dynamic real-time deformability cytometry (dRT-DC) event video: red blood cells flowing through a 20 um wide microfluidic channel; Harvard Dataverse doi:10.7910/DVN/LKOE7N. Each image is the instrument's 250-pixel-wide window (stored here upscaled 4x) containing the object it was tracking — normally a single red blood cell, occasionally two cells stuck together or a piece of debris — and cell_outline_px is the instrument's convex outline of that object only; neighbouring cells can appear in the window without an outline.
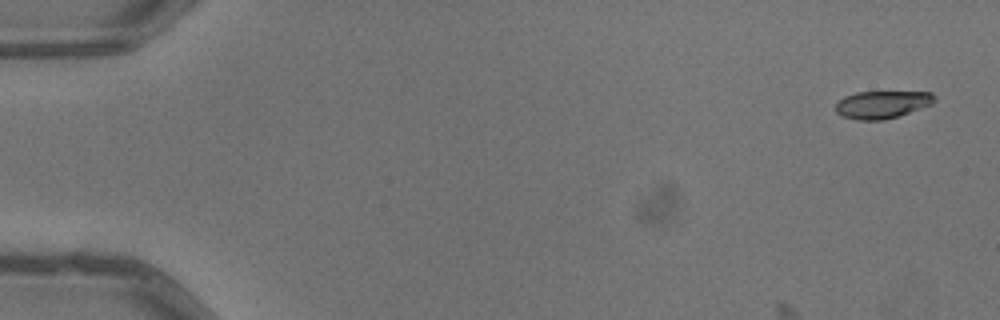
{"species": "common noctule bat (a hibernating species)", "species_latin": "Nyctalus noctula", "temperature_condition": "warm", "stored_images_in_passage": 8, "camera_frame_rate_fps": 3000, "um_per_image_px": 0.085, "animal": {"sex": "male", "body_mass_g": 13.3}, "frame": {"image": 1, "passage_image": 1, "time_ms": 0.0, "image_size_px": [1000, 320], "cell_outline_px": [[936, 100], [932, 104], [884, 120], [856, 120], [844, 116], [836, 112], [836, 104], [844, 96], [856, 92], [932, 92], [936, 96]], "centroid_in_image_um": [74.98, 8.87], "position_along_channel_um": 10.0, "area_um2": 15.72}}
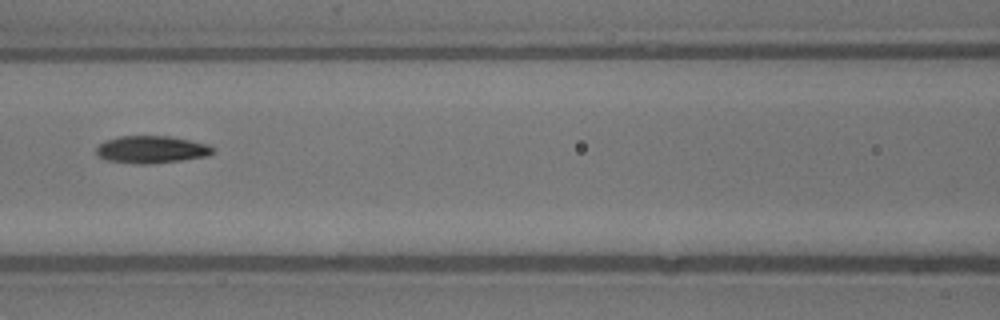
{"frame": {"image": 2, "passage_image": 7, "time_ms": 2.0, "image_size_px": [1000, 320], "cell_outline_px": [[216, 148], [208, 156], [180, 160], [148, 164], [132, 164], [104, 160], [96, 156], [96, 148], [104, 140], [120, 136], [168, 136], [208, 144]], "centroid_in_image_um": [12.82, 12.72], "position_along_channel_um": 153.8, "area_um2": 18.73}}
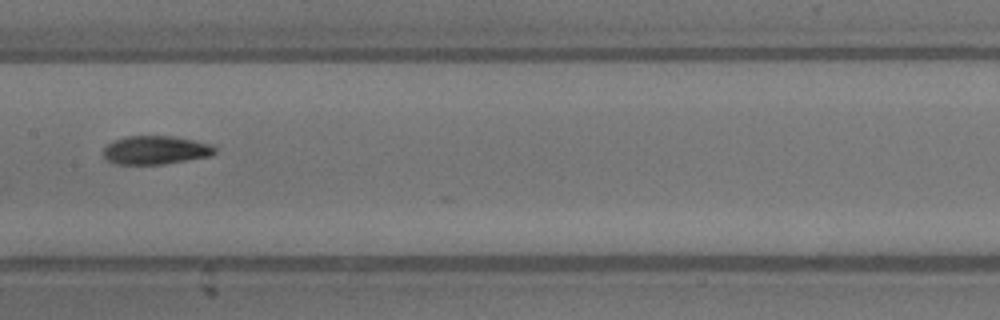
{"frame": {"image": 3, "passage_image": 8, "time_ms": 2.333, "image_size_px": [1000, 320], "cell_outline_px": [[216, 152], [212, 156], [164, 164], [116, 164], [108, 160], [104, 156], [104, 148], [112, 140], [124, 136], [172, 136], [212, 144], [216, 148]], "centroid_in_image_um": [13.24, 12.75], "position_along_channel_um": 194.2, "area_um2": 18.61}}